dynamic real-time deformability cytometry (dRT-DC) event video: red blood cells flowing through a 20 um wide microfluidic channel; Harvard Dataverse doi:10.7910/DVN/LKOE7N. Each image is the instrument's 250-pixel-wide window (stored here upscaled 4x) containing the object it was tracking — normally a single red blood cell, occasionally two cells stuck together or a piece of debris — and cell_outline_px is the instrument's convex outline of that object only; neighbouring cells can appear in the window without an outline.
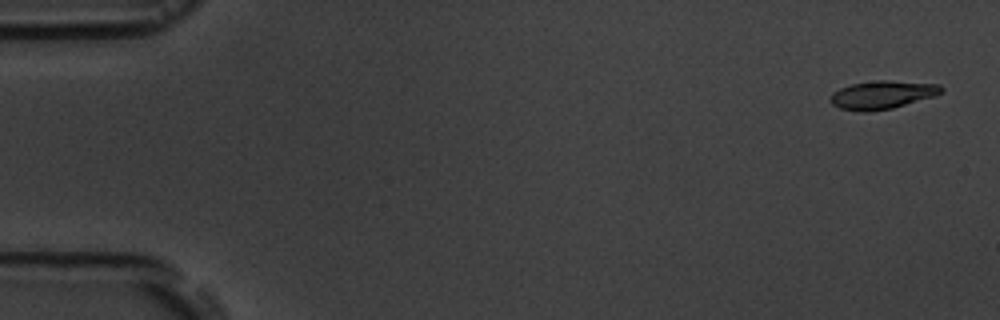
{"species": "common noctule bat (a hibernating species)", "species_latin": "Nyctalus noctula", "temperature_condition": "room temperature", "stored_images_in_passage": 5, "camera_frame_rate_fps": 3000, "um_per_image_px": 0.085, "animal": {"sex": "male", "body_mass_g": 19.5, "forearm_length_mm": 54.6}, "frame": {"image": 1, "passage_image": 1, "time_ms": 0.0, "image_size_px": [1000, 320], "cell_outline_px": [[944, 92], [936, 96], [892, 108], [868, 112], [860, 112], [840, 108], [832, 104], [832, 92], [840, 88], [852, 84], [880, 80], [888, 80], [940, 84], [944, 88]], "centroid_in_image_um": [75.05, 8.06], "position_along_channel_um": 9.9, "area_um2": 18.26}}
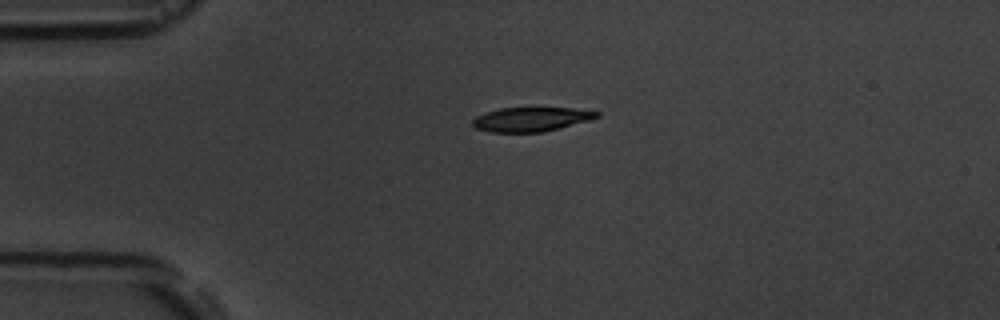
{"frame": {"image": 2, "passage_image": 4, "time_ms": 3.667, "image_size_px": [1000, 320], "cell_outline_px": [[600, 116], [588, 120], [544, 132], [488, 132], [476, 128], [472, 124], [472, 120], [476, 116], [484, 112], [500, 108], [572, 108], [600, 112]], "centroid_in_image_um": [45.1, 10.14], "position_along_channel_um": 39.9, "area_um2": 17.46}}